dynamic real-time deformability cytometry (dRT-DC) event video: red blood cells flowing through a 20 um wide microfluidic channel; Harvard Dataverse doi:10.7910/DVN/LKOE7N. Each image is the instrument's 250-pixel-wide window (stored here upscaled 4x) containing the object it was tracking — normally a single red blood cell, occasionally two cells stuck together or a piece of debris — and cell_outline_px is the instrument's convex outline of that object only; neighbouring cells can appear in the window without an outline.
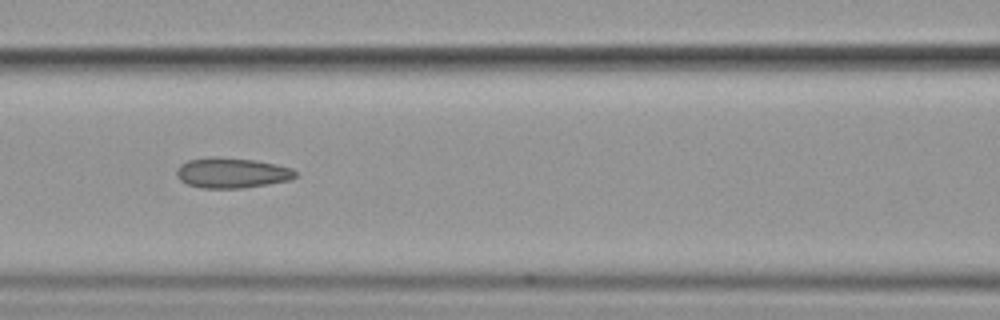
{"species": "common noctule bat (a hibernating species)", "species_latin": "Nyctalus noctula", "temperature_condition": "cold", "stored_images_in_passage": 4, "camera_frame_rate_fps": 3000, "um_per_image_px": 0.085, "animal": {"sex": "female", "body_mass_g": 19.9}, "frame": {"image": 1, "passage_image": 3, "time_ms": 2.333, "image_size_px": [1000, 320], "cell_outline_px": [[296, 176], [292, 180], [244, 188], [200, 188], [188, 184], [180, 180], [176, 176], [176, 168], [180, 164], [188, 160], [208, 156], [216, 156], [256, 160], [276, 164], [292, 168], [296, 172]], "centroid_in_image_um": [19.69, 14.68], "position_along_channel_um": 146.9, "area_um2": 21.33}}